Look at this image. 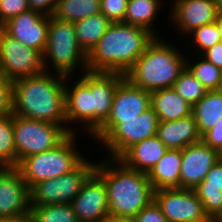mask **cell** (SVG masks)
Returning <instances> with one entry per match:
<instances>
[{"mask_svg":"<svg viewBox=\"0 0 222 222\" xmlns=\"http://www.w3.org/2000/svg\"><path fill=\"white\" fill-rule=\"evenodd\" d=\"M54 74V75H53ZM65 75L42 72L12 82V114L66 124Z\"/></svg>","mask_w":222,"mask_h":222,"instance_id":"6da1fadb","label":"cell"},{"mask_svg":"<svg viewBox=\"0 0 222 222\" xmlns=\"http://www.w3.org/2000/svg\"><path fill=\"white\" fill-rule=\"evenodd\" d=\"M154 201L167 222H211L194 189H159L154 191Z\"/></svg>","mask_w":222,"mask_h":222,"instance_id":"8fae6325","label":"cell"},{"mask_svg":"<svg viewBox=\"0 0 222 222\" xmlns=\"http://www.w3.org/2000/svg\"><path fill=\"white\" fill-rule=\"evenodd\" d=\"M211 222H222V207L219 212L211 219Z\"/></svg>","mask_w":222,"mask_h":222,"instance_id":"ee69618b","label":"cell"},{"mask_svg":"<svg viewBox=\"0 0 222 222\" xmlns=\"http://www.w3.org/2000/svg\"><path fill=\"white\" fill-rule=\"evenodd\" d=\"M49 64L54 73L65 76H73L77 68L81 70V74L87 71V54L76 39L73 22L60 20L53 15L50 16L48 41L43 53V67L46 72H50Z\"/></svg>","mask_w":222,"mask_h":222,"instance_id":"5b68a950","label":"cell"},{"mask_svg":"<svg viewBox=\"0 0 222 222\" xmlns=\"http://www.w3.org/2000/svg\"><path fill=\"white\" fill-rule=\"evenodd\" d=\"M218 12L215 0H174L171 16L168 17L175 28L186 35L196 28L214 23Z\"/></svg>","mask_w":222,"mask_h":222,"instance_id":"e0dca14e","label":"cell"},{"mask_svg":"<svg viewBox=\"0 0 222 222\" xmlns=\"http://www.w3.org/2000/svg\"><path fill=\"white\" fill-rule=\"evenodd\" d=\"M111 23L102 13L73 22L76 39L86 54L98 43Z\"/></svg>","mask_w":222,"mask_h":222,"instance_id":"484cf974","label":"cell"},{"mask_svg":"<svg viewBox=\"0 0 222 222\" xmlns=\"http://www.w3.org/2000/svg\"><path fill=\"white\" fill-rule=\"evenodd\" d=\"M11 166L0 156V171L10 168Z\"/></svg>","mask_w":222,"mask_h":222,"instance_id":"f6af8a7d","label":"cell"},{"mask_svg":"<svg viewBox=\"0 0 222 222\" xmlns=\"http://www.w3.org/2000/svg\"><path fill=\"white\" fill-rule=\"evenodd\" d=\"M193 39V50L198 54H202L208 48L213 47L215 44L221 41L220 33L217 25L214 23L201 26L199 28L194 29L192 32L188 34Z\"/></svg>","mask_w":222,"mask_h":222,"instance_id":"d6a6232c","label":"cell"},{"mask_svg":"<svg viewBox=\"0 0 222 222\" xmlns=\"http://www.w3.org/2000/svg\"><path fill=\"white\" fill-rule=\"evenodd\" d=\"M85 158L70 173L40 181L30 188V205L71 204L96 163Z\"/></svg>","mask_w":222,"mask_h":222,"instance_id":"9c48e42d","label":"cell"},{"mask_svg":"<svg viewBox=\"0 0 222 222\" xmlns=\"http://www.w3.org/2000/svg\"><path fill=\"white\" fill-rule=\"evenodd\" d=\"M215 2L217 4L218 10L222 11V0H215Z\"/></svg>","mask_w":222,"mask_h":222,"instance_id":"bcb514c9","label":"cell"},{"mask_svg":"<svg viewBox=\"0 0 222 222\" xmlns=\"http://www.w3.org/2000/svg\"><path fill=\"white\" fill-rule=\"evenodd\" d=\"M97 222H112V217Z\"/></svg>","mask_w":222,"mask_h":222,"instance_id":"c3c4849f","label":"cell"},{"mask_svg":"<svg viewBox=\"0 0 222 222\" xmlns=\"http://www.w3.org/2000/svg\"><path fill=\"white\" fill-rule=\"evenodd\" d=\"M219 91H222V69H221V77H220V83H219Z\"/></svg>","mask_w":222,"mask_h":222,"instance_id":"7dc6e473","label":"cell"},{"mask_svg":"<svg viewBox=\"0 0 222 222\" xmlns=\"http://www.w3.org/2000/svg\"><path fill=\"white\" fill-rule=\"evenodd\" d=\"M76 138L77 133H70L56 147L31 155L16 166L29 188L40 181L70 173L85 159L76 148Z\"/></svg>","mask_w":222,"mask_h":222,"instance_id":"8992f818","label":"cell"},{"mask_svg":"<svg viewBox=\"0 0 222 222\" xmlns=\"http://www.w3.org/2000/svg\"><path fill=\"white\" fill-rule=\"evenodd\" d=\"M95 171L107 188L110 217H135L154 200L147 173L131 169L117 158L96 162Z\"/></svg>","mask_w":222,"mask_h":222,"instance_id":"3957f363","label":"cell"},{"mask_svg":"<svg viewBox=\"0 0 222 222\" xmlns=\"http://www.w3.org/2000/svg\"><path fill=\"white\" fill-rule=\"evenodd\" d=\"M155 37L143 27L112 22L87 54V71L125 75Z\"/></svg>","mask_w":222,"mask_h":222,"instance_id":"7a4b0ae2","label":"cell"},{"mask_svg":"<svg viewBox=\"0 0 222 222\" xmlns=\"http://www.w3.org/2000/svg\"><path fill=\"white\" fill-rule=\"evenodd\" d=\"M137 222H167L160 207L153 200L135 216Z\"/></svg>","mask_w":222,"mask_h":222,"instance_id":"8d00e7d4","label":"cell"},{"mask_svg":"<svg viewBox=\"0 0 222 222\" xmlns=\"http://www.w3.org/2000/svg\"><path fill=\"white\" fill-rule=\"evenodd\" d=\"M0 156L10 166H17V153L12 126V113L0 116Z\"/></svg>","mask_w":222,"mask_h":222,"instance_id":"1f68e13d","label":"cell"},{"mask_svg":"<svg viewBox=\"0 0 222 222\" xmlns=\"http://www.w3.org/2000/svg\"><path fill=\"white\" fill-rule=\"evenodd\" d=\"M162 0H128L124 23L143 27L158 37L153 25L163 5Z\"/></svg>","mask_w":222,"mask_h":222,"instance_id":"4316f807","label":"cell"},{"mask_svg":"<svg viewBox=\"0 0 222 222\" xmlns=\"http://www.w3.org/2000/svg\"><path fill=\"white\" fill-rule=\"evenodd\" d=\"M107 188L94 170L84 181L71 205L79 222H97L110 217Z\"/></svg>","mask_w":222,"mask_h":222,"instance_id":"7c38bea8","label":"cell"},{"mask_svg":"<svg viewBox=\"0 0 222 222\" xmlns=\"http://www.w3.org/2000/svg\"><path fill=\"white\" fill-rule=\"evenodd\" d=\"M112 222H137L135 217H112Z\"/></svg>","mask_w":222,"mask_h":222,"instance_id":"7bdbcfd3","label":"cell"},{"mask_svg":"<svg viewBox=\"0 0 222 222\" xmlns=\"http://www.w3.org/2000/svg\"><path fill=\"white\" fill-rule=\"evenodd\" d=\"M72 77L74 78V75L65 77L66 126L73 123L83 124L85 133L92 138L91 71L83 72L71 85Z\"/></svg>","mask_w":222,"mask_h":222,"instance_id":"4fadbf2b","label":"cell"},{"mask_svg":"<svg viewBox=\"0 0 222 222\" xmlns=\"http://www.w3.org/2000/svg\"><path fill=\"white\" fill-rule=\"evenodd\" d=\"M151 108L159 121H174L191 115L193 106L174 89L165 88L151 92Z\"/></svg>","mask_w":222,"mask_h":222,"instance_id":"603a6c76","label":"cell"},{"mask_svg":"<svg viewBox=\"0 0 222 222\" xmlns=\"http://www.w3.org/2000/svg\"><path fill=\"white\" fill-rule=\"evenodd\" d=\"M167 150L165 144L155 135L134 143L117 159L131 169L148 173Z\"/></svg>","mask_w":222,"mask_h":222,"instance_id":"ffe728a7","label":"cell"},{"mask_svg":"<svg viewBox=\"0 0 222 222\" xmlns=\"http://www.w3.org/2000/svg\"><path fill=\"white\" fill-rule=\"evenodd\" d=\"M151 107V92L132 85L124 78L117 86L108 119H130Z\"/></svg>","mask_w":222,"mask_h":222,"instance_id":"d6986e66","label":"cell"},{"mask_svg":"<svg viewBox=\"0 0 222 222\" xmlns=\"http://www.w3.org/2000/svg\"><path fill=\"white\" fill-rule=\"evenodd\" d=\"M192 114L197 122L200 135L214 127L222 117V91L207 93L193 106Z\"/></svg>","mask_w":222,"mask_h":222,"instance_id":"d4e9b609","label":"cell"},{"mask_svg":"<svg viewBox=\"0 0 222 222\" xmlns=\"http://www.w3.org/2000/svg\"><path fill=\"white\" fill-rule=\"evenodd\" d=\"M172 89L191 106H194L207 93L206 88L187 67L174 82Z\"/></svg>","mask_w":222,"mask_h":222,"instance_id":"f546056e","label":"cell"},{"mask_svg":"<svg viewBox=\"0 0 222 222\" xmlns=\"http://www.w3.org/2000/svg\"><path fill=\"white\" fill-rule=\"evenodd\" d=\"M207 61L222 69V42H218L213 47L208 48L201 55Z\"/></svg>","mask_w":222,"mask_h":222,"instance_id":"ab89813d","label":"cell"},{"mask_svg":"<svg viewBox=\"0 0 222 222\" xmlns=\"http://www.w3.org/2000/svg\"><path fill=\"white\" fill-rule=\"evenodd\" d=\"M194 191L202 201L205 213L212 219L222 207V158L213 165Z\"/></svg>","mask_w":222,"mask_h":222,"instance_id":"cb8c5ba5","label":"cell"},{"mask_svg":"<svg viewBox=\"0 0 222 222\" xmlns=\"http://www.w3.org/2000/svg\"><path fill=\"white\" fill-rule=\"evenodd\" d=\"M201 140L211 148L222 151V117L213 128L201 136Z\"/></svg>","mask_w":222,"mask_h":222,"instance_id":"74e56055","label":"cell"},{"mask_svg":"<svg viewBox=\"0 0 222 222\" xmlns=\"http://www.w3.org/2000/svg\"><path fill=\"white\" fill-rule=\"evenodd\" d=\"M159 37L153 39L125 74L132 85L148 92L172 88L186 68L187 57L175 44H168Z\"/></svg>","mask_w":222,"mask_h":222,"instance_id":"277c9868","label":"cell"},{"mask_svg":"<svg viewBox=\"0 0 222 222\" xmlns=\"http://www.w3.org/2000/svg\"><path fill=\"white\" fill-rule=\"evenodd\" d=\"M159 119L150 107L130 119H107L92 136L106 147L109 158H118L134 143L157 135Z\"/></svg>","mask_w":222,"mask_h":222,"instance_id":"52a82bcc","label":"cell"},{"mask_svg":"<svg viewBox=\"0 0 222 222\" xmlns=\"http://www.w3.org/2000/svg\"><path fill=\"white\" fill-rule=\"evenodd\" d=\"M49 23L50 16L28 10L10 18L1 27L20 43L43 55L48 41Z\"/></svg>","mask_w":222,"mask_h":222,"instance_id":"5bb4252c","label":"cell"},{"mask_svg":"<svg viewBox=\"0 0 222 222\" xmlns=\"http://www.w3.org/2000/svg\"><path fill=\"white\" fill-rule=\"evenodd\" d=\"M157 136L168 149L178 150L201 140L193 114L174 121H159Z\"/></svg>","mask_w":222,"mask_h":222,"instance_id":"44dd1931","label":"cell"},{"mask_svg":"<svg viewBox=\"0 0 222 222\" xmlns=\"http://www.w3.org/2000/svg\"><path fill=\"white\" fill-rule=\"evenodd\" d=\"M44 71L43 55L20 43L0 27V73L13 82Z\"/></svg>","mask_w":222,"mask_h":222,"instance_id":"30bf717a","label":"cell"},{"mask_svg":"<svg viewBox=\"0 0 222 222\" xmlns=\"http://www.w3.org/2000/svg\"><path fill=\"white\" fill-rule=\"evenodd\" d=\"M0 222H32L30 214L0 218Z\"/></svg>","mask_w":222,"mask_h":222,"instance_id":"60d3db41","label":"cell"},{"mask_svg":"<svg viewBox=\"0 0 222 222\" xmlns=\"http://www.w3.org/2000/svg\"><path fill=\"white\" fill-rule=\"evenodd\" d=\"M201 58V59H200ZM195 62L186 59V67L196 77L207 91L219 90V83L221 77V69L207 61L202 56Z\"/></svg>","mask_w":222,"mask_h":222,"instance_id":"4dcf8cb0","label":"cell"},{"mask_svg":"<svg viewBox=\"0 0 222 222\" xmlns=\"http://www.w3.org/2000/svg\"><path fill=\"white\" fill-rule=\"evenodd\" d=\"M182 150L168 149L163 157L147 173L154 191L180 188Z\"/></svg>","mask_w":222,"mask_h":222,"instance_id":"7402d4cb","label":"cell"},{"mask_svg":"<svg viewBox=\"0 0 222 222\" xmlns=\"http://www.w3.org/2000/svg\"><path fill=\"white\" fill-rule=\"evenodd\" d=\"M12 113V82L0 73V116Z\"/></svg>","mask_w":222,"mask_h":222,"instance_id":"d590c367","label":"cell"},{"mask_svg":"<svg viewBox=\"0 0 222 222\" xmlns=\"http://www.w3.org/2000/svg\"><path fill=\"white\" fill-rule=\"evenodd\" d=\"M30 10L38 11L43 15L52 16L58 0H28Z\"/></svg>","mask_w":222,"mask_h":222,"instance_id":"f35d334b","label":"cell"},{"mask_svg":"<svg viewBox=\"0 0 222 222\" xmlns=\"http://www.w3.org/2000/svg\"><path fill=\"white\" fill-rule=\"evenodd\" d=\"M220 158V152L202 140L186 146L182 149L180 188L194 189Z\"/></svg>","mask_w":222,"mask_h":222,"instance_id":"9a60e30c","label":"cell"},{"mask_svg":"<svg viewBox=\"0 0 222 222\" xmlns=\"http://www.w3.org/2000/svg\"><path fill=\"white\" fill-rule=\"evenodd\" d=\"M100 0H58L53 16L75 22L101 13Z\"/></svg>","mask_w":222,"mask_h":222,"instance_id":"83f0119b","label":"cell"},{"mask_svg":"<svg viewBox=\"0 0 222 222\" xmlns=\"http://www.w3.org/2000/svg\"><path fill=\"white\" fill-rule=\"evenodd\" d=\"M215 24L218 27L219 33H220V39L222 42V11H219L217 14V17L215 18Z\"/></svg>","mask_w":222,"mask_h":222,"instance_id":"b9f144b4","label":"cell"},{"mask_svg":"<svg viewBox=\"0 0 222 222\" xmlns=\"http://www.w3.org/2000/svg\"><path fill=\"white\" fill-rule=\"evenodd\" d=\"M17 165L25 158L50 150L59 145L77 128L66 124H55L12 114Z\"/></svg>","mask_w":222,"mask_h":222,"instance_id":"ba28073f","label":"cell"},{"mask_svg":"<svg viewBox=\"0 0 222 222\" xmlns=\"http://www.w3.org/2000/svg\"><path fill=\"white\" fill-rule=\"evenodd\" d=\"M32 222H79L71 204L31 205Z\"/></svg>","mask_w":222,"mask_h":222,"instance_id":"f1b7e54d","label":"cell"},{"mask_svg":"<svg viewBox=\"0 0 222 222\" xmlns=\"http://www.w3.org/2000/svg\"><path fill=\"white\" fill-rule=\"evenodd\" d=\"M28 10V0H0V27L10 18Z\"/></svg>","mask_w":222,"mask_h":222,"instance_id":"e575fe53","label":"cell"},{"mask_svg":"<svg viewBox=\"0 0 222 222\" xmlns=\"http://www.w3.org/2000/svg\"><path fill=\"white\" fill-rule=\"evenodd\" d=\"M128 0H100L101 13L111 22H123Z\"/></svg>","mask_w":222,"mask_h":222,"instance_id":"836d02e7","label":"cell"},{"mask_svg":"<svg viewBox=\"0 0 222 222\" xmlns=\"http://www.w3.org/2000/svg\"><path fill=\"white\" fill-rule=\"evenodd\" d=\"M124 78L117 72H91L92 136L107 121L116 88Z\"/></svg>","mask_w":222,"mask_h":222,"instance_id":"ac0fdd59","label":"cell"},{"mask_svg":"<svg viewBox=\"0 0 222 222\" xmlns=\"http://www.w3.org/2000/svg\"><path fill=\"white\" fill-rule=\"evenodd\" d=\"M30 188L19 169L0 171V218L30 214Z\"/></svg>","mask_w":222,"mask_h":222,"instance_id":"2e32d148","label":"cell"}]
</instances>
